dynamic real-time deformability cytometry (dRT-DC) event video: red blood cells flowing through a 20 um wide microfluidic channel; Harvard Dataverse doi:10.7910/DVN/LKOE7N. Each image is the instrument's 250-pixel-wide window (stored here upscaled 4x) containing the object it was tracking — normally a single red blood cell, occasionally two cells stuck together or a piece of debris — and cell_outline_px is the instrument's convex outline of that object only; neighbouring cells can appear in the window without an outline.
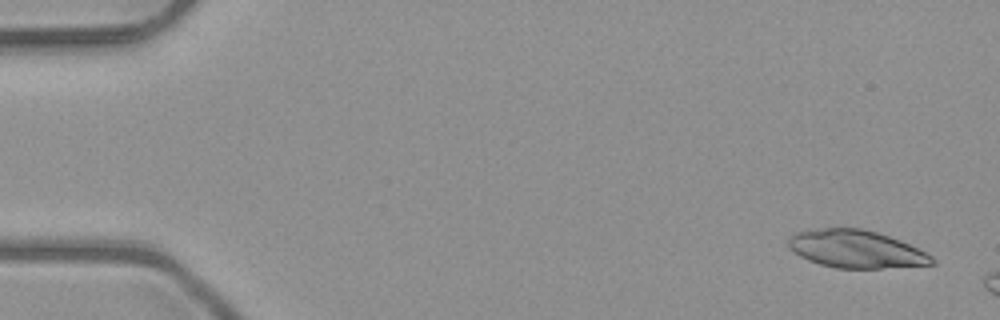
{"species": "common noctule bat (a hibernating species)", "species_latin": "Nyctalus noctula", "temperature_condition": "room temperature", "stored_images_in_passage": 8, "camera_frame_rate_fps": 3000, "um_per_image_px": 0.085, "animal": {"sex": "male", "body_mass_g": 23.1, "forearm_length_mm": 52.7}, "frame": {"image": 1, "passage_image": 3, "time_ms": 0.667, "image_size_px": [1000, 320], "cell_outline_px": [[936, 264], [880, 268], [836, 268], [820, 264], [808, 260], [800, 256], [788, 248], [788, 236], [796, 232], [824, 228], [860, 228], [876, 232], [900, 240], [932, 256], [936, 260]], "centroid_in_image_um": [72.73, 21.17], "position_along_channel_um": 12.3, "area_um2": 31.39}}